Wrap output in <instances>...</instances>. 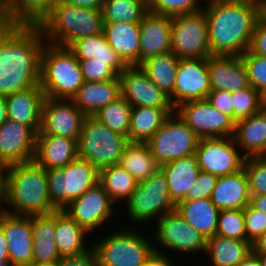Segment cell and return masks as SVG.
<instances>
[{
  "label": "cell",
  "mask_w": 266,
  "mask_h": 266,
  "mask_svg": "<svg viewBox=\"0 0 266 266\" xmlns=\"http://www.w3.org/2000/svg\"><path fill=\"white\" fill-rule=\"evenodd\" d=\"M87 237L90 238L91 235L67 213L63 210L56 211L55 243L61 257L76 256L89 251L92 244Z\"/></svg>",
  "instance_id": "28"
},
{
  "label": "cell",
  "mask_w": 266,
  "mask_h": 266,
  "mask_svg": "<svg viewBox=\"0 0 266 266\" xmlns=\"http://www.w3.org/2000/svg\"><path fill=\"white\" fill-rule=\"evenodd\" d=\"M175 207L170 199L168 181L162 168L139 182L130 198L123 204L127 219L139 223L137 226H145L147 223L153 225L159 217L174 210Z\"/></svg>",
  "instance_id": "8"
},
{
  "label": "cell",
  "mask_w": 266,
  "mask_h": 266,
  "mask_svg": "<svg viewBox=\"0 0 266 266\" xmlns=\"http://www.w3.org/2000/svg\"><path fill=\"white\" fill-rule=\"evenodd\" d=\"M179 58L172 52L159 54L144 60L139 67L150 80L169 96L173 105V91Z\"/></svg>",
  "instance_id": "36"
},
{
  "label": "cell",
  "mask_w": 266,
  "mask_h": 266,
  "mask_svg": "<svg viewBox=\"0 0 266 266\" xmlns=\"http://www.w3.org/2000/svg\"><path fill=\"white\" fill-rule=\"evenodd\" d=\"M84 82L75 54L68 47L46 43L41 56L40 78L44 96L72 100Z\"/></svg>",
  "instance_id": "6"
},
{
  "label": "cell",
  "mask_w": 266,
  "mask_h": 266,
  "mask_svg": "<svg viewBox=\"0 0 266 266\" xmlns=\"http://www.w3.org/2000/svg\"><path fill=\"white\" fill-rule=\"evenodd\" d=\"M36 135L29 126L7 119L0 126V162L12 165L34 160Z\"/></svg>",
  "instance_id": "19"
},
{
  "label": "cell",
  "mask_w": 266,
  "mask_h": 266,
  "mask_svg": "<svg viewBox=\"0 0 266 266\" xmlns=\"http://www.w3.org/2000/svg\"><path fill=\"white\" fill-rule=\"evenodd\" d=\"M56 211L48 194L47 170L35 160L9 165L7 212L40 215Z\"/></svg>",
  "instance_id": "3"
},
{
  "label": "cell",
  "mask_w": 266,
  "mask_h": 266,
  "mask_svg": "<svg viewBox=\"0 0 266 266\" xmlns=\"http://www.w3.org/2000/svg\"><path fill=\"white\" fill-rule=\"evenodd\" d=\"M103 33L127 66L140 65V22L104 23Z\"/></svg>",
  "instance_id": "23"
},
{
  "label": "cell",
  "mask_w": 266,
  "mask_h": 266,
  "mask_svg": "<svg viewBox=\"0 0 266 266\" xmlns=\"http://www.w3.org/2000/svg\"><path fill=\"white\" fill-rule=\"evenodd\" d=\"M58 266H98V264L94 250L91 248L80 255L61 257Z\"/></svg>",
  "instance_id": "52"
},
{
  "label": "cell",
  "mask_w": 266,
  "mask_h": 266,
  "mask_svg": "<svg viewBox=\"0 0 266 266\" xmlns=\"http://www.w3.org/2000/svg\"><path fill=\"white\" fill-rule=\"evenodd\" d=\"M205 1L211 55L240 57L249 48L261 7L246 1Z\"/></svg>",
  "instance_id": "2"
},
{
  "label": "cell",
  "mask_w": 266,
  "mask_h": 266,
  "mask_svg": "<svg viewBox=\"0 0 266 266\" xmlns=\"http://www.w3.org/2000/svg\"><path fill=\"white\" fill-rule=\"evenodd\" d=\"M195 155L200 171L218 177L241 171L246 158L233 137L199 138Z\"/></svg>",
  "instance_id": "14"
},
{
  "label": "cell",
  "mask_w": 266,
  "mask_h": 266,
  "mask_svg": "<svg viewBox=\"0 0 266 266\" xmlns=\"http://www.w3.org/2000/svg\"><path fill=\"white\" fill-rule=\"evenodd\" d=\"M121 95L119 76L102 82L85 81L72 98L75 105L86 115L93 116L101 107Z\"/></svg>",
  "instance_id": "29"
},
{
  "label": "cell",
  "mask_w": 266,
  "mask_h": 266,
  "mask_svg": "<svg viewBox=\"0 0 266 266\" xmlns=\"http://www.w3.org/2000/svg\"><path fill=\"white\" fill-rule=\"evenodd\" d=\"M148 12L147 0H103L104 23L140 22Z\"/></svg>",
  "instance_id": "40"
},
{
  "label": "cell",
  "mask_w": 266,
  "mask_h": 266,
  "mask_svg": "<svg viewBox=\"0 0 266 266\" xmlns=\"http://www.w3.org/2000/svg\"><path fill=\"white\" fill-rule=\"evenodd\" d=\"M238 266H261V263L257 254L253 251H250Z\"/></svg>",
  "instance_id": "59"
},
{
  "label": "cell",
  "mask_w": 266,
  "mask_h": 266,
  "mask_svg": "<svg viewBox=\"0 0 266 266\" xmlns=\"http://www.w3.org/2000/svg\"><path fill=\"white\" fill-rule=\"evenodd\" d=\"M251 246L255 253H266V232L251 243Z\"/></svg>",
  "instance_id": "57"
},
{
  "label": "cell",
  "mask_w": 266,
  "mask_h": 266,
  "mask_svg": "<svg viewBox=\"0 0 266 266\" xmlns=\"http://www.w3.org/2000/svg\"><path fill=\"white\" fill-rule=\"evenodd\" d=\"M132 106L120 95L108 105L101 107L94 115L98 121L105 124L111 131L128 138Z\"/></svg>",
  "instance_id": "41"
},
{
  "label": "cell",
  "mask_w": 266,
  "mask_h": 266,
  "mask_svg": "<svg viewBox=\"0 0 266 266\" xmlns=\"http://www.w3.org/2000/svg\"><path fill=\"white\" fill-rule=\"evenodd\" d=\"M207 68L211 91H237L249 86L246 67L241 57L210 55Z\"/></svg>",
  "instance_id": "22"
},
{
  "label": "cell",
  "mask_w": 266,
  "mask_h": 266,
  "mask_svg": "<svg viewBox=\"0 0 266 266\" xmlns=\"http://www.w3.org/2000/svg\"><path fill=\"white\" fill-rule=\"evenodd\" d=\"M100 171L77 157L64 168L47 170L48 194L52 205L64 210L73 200L99 182Z\"/></svg>",
  "instance_id": "9"
},
{
  "label": "cell",
  "mask_w": 266,
  "mask_h": 266,
  "mask_svg": "<svg viewBox=\"0 0 266 266\" xmlns=\"http://www.w3.org/2000/svg\"><path fill=\"white\" fill-rule=\"evenodd\" d=\"M121 96L132 106L174 108L170 98L137 65L119 75Z\"/></svg>",
  "instance_id": "17"
},
{
  "label": "cell",
  "mask_w": 266,
  "mask_h": 266,
  "mask_svg": "<svg viewBox=\"0 0 266 266\" xmlns=\"http://www.w3.org/2000/svg\"><path fill=\"white\" fill-rule=\"evenodd\" d=\"M233 1L251 2V3H254V4H256V5L260 6V7L266 2V0H233Z\"/></svg>",
  "instance_id": "64"
},
{
  "label": "cell",
  "mask_w": 266,
  "mask_h": 266,
  "mask_svg": "<svg viewBox=\"0 0 266 266\" xmlns=\"http://www.w3.org/2000/svg\"><path fill=\"white\" fill-rule=\"evenodd\" d=\"M116 208L118 209L117 205L98 182L78 199L73 200L63 211L88 234L93 235L99 229L101 233L106 223H112L110 220L112 221Z\"/></svg>",
  "instance_id": "13"
},
{
  "label": "cell",
  "mask_w": 266,
  "mask_h": 266,
  "mask_svg": "<svg viewBox=\"0 0 266 266\" xmlns=\"http://www.w3.org/2000/svg\"><path fill=\"white\" fill-rule=\"evenodd\" d=\"M102 9L66 5L58 0L38 23L47 43L69 47L77 39L103 32Z\"/></svg>",
  "instance_id": "4"
},
{
  "label": "cell",
  "mask_w": 266,
  "mask_h": 266,
  "mask_svg": "<svg viewBox=\"0 0 266 266\" xmlns=\"http://www.w3.org/2000/svg\"><path fill=\"white\" fill-rule=\"evenodd\" d=\"M175 111L199 138L233 137L235 120L206 99L183 102Z\"/></svg>",
  "instance_id": "15"
},
{
  "label": "cell",
  "mask_w": 266,
  "mask_h": 266,
  "mask_svg": "<svg viewBox=\"0 0 266 266\" xmlns=\"http://www.w3.org/2000/svg\"><path fill=\"white\" fill-rule=\"evenodd\" d=\"M174 111L175 108L132 107L129 142L147 143Z\"/></svg>",
  "instance_id": "35"
},
{
  "label": "cell",
  "mask_w": 266,
  "mask_h": 266,
  "mask_svg": "<svg viewBox=\"0 0 266 266\" xmlns=\"http://www.w3.org/2000/svg\"><path fill=\"white\" fill-rule=\"evenodd\" d=\"M216 235L236 240H246L243 209L220 210Z\"/></svg>",
  "instance_id": "43"
},
{
  "label": "cell",
  "mask_w": 266,
  "mask_h": 266,
  "mask_svg": "<svg viewBox=\"0 0 266 266\" xmlns=\"http://www.w3.org/2000/svg\"><path fill=\"white\" fill-rule=\"evenodd\" d=\"M99 183L118 206L130 198L138 182L120 164L104 168L99 173Z\"/></svg>",
  "instance_id": "38"
},
{
  "label": "cell",
  "mask_w": 266,
  "mask_h": 266,
  "mask_svg": "<svg viewBox=\"0 0 266 266\" xmlns=\"http://www.w3.org/2000/svg\"><path fill=\"white\" fill-rule=\"evenodd\" d=\"M231 95L235 121L247 118L262 110L261 93L250 85L247 88L231 92Z\"/></svg>",
  "instance_id": "42"
},
{
  "label": "cell",
  "mask_w": 266,
  "mask_h": 266,
  "mask_svg": "<svg viewBox=\"0 0 266 266\" xmlns=\"http://www.w3.org/2000/svg\"><path fill=\"white\" fill-rule=\"evenodd\" d=\"M161 168L166 174L170 199L177 205L185 198L200 172L196 155L166 163Z\"/></svg>",
  "instance_id": "33"
},
{
  "label": "cell",
  "mask_w": 266,
  "mask_h": 266,
  "mask_svg": "<svg viewBox=\"0 0 266 266\" xmlns=\"http://www.w3.org/2000/svg\"><path fill=\"white\" fill-rule=\"evenodd\" d=\"M233 139L246 158L266 156V112L235 121Z\"/></svg>",
  "instance_id": "26"
},
{
  "label": "cell",
  "mask_w": 266,
  "mask_h": 266,
  "mask_svg": "<svg viewBox=\"0 0 266 266\" xmlns=\"http://www.w3.org/2000/svg\"><path fill=\"white\" fill-rule=\"evenodd\" d=\"M256 254L260 260L261 266H266V253H256Z\"/></svg>",
  "instance_id": "63"
},
{
  "label": "cell",
  "mask_w": 266,
  "mask_h": 266,
  "mask_svg": "<svg viewBox=\"0 0 266 266\" xmlns=\"http://www.w3.org/2000/svg\"><path fill=\"white\" fill-rule=\"evenodd\" d=\"M84 81L102 82L114 80L118 75L108 66V62L79 60Z\"/></svg>",
  "instance_id": "47"
},
{
  "label": "cell",
  "mask_w": 266,
  "mask_h": 266,
  "mask_svg": "<svg viewBox=\"0 0 266 266\" xmlns=\"http://www.w3.org/2000/svg\"><path fill=\"white\" fill-rule=\"evenodd\" d=\"M66 5L79 6L81 8L102 9L103 0H58Z\"/></svg>",
  "instance_id": "55"
},
{
  "label": "cell",
  "mask_w": 266,
  "mask_h": 266,
  "mask_svg": "<svg viewBox=\"0 0 266 266\" xmlns=\"http://www.w3.org/2000/svg\"><path fill=\"white\" fill-rule=\"evenodd\" d=\"M199 137L176 111L172 112L159 130L147 141L153 157L162 166L195 154Z\"/></svg>",
  "instance_id": "11"
},
{
  "label": "cell",
  "mask_w": 266,
  "mask_h": 266,
  "mask_svg": "<svg viewBox=\"0 0 266 266\" xmlns=\"http://www.w3.org/2000/svg\"><path fill=\"white\" fill-rule=\"evenodd\" d=\"M175 208L206 240L216 235L220 210L210 198L180 201Z\"/></svg>",
  "instance_id": "30"
},
{
  "label": "cell",
  "mask_w": 266,
  "mask_h": 266,
  "mask_svg": "<svg viewBox=\"0 0 266 266\" xmlns=\"http://www.w3.org/2000/svg\"><path fill=\"white\" fill-rule=\"evenodd\" d=\"M210 199L219 210H244L250 201L248 177L244 169L218 177Z\"/></svg>",
  "instance_id": "27"
},
{
  "label": "cell",
  "mask_w": 266,
  "mask_h": 266,
  "mask_svg": "<svg viewBox=\"0 0 266 266\" xmlns=\"http://www.w3.org/2000/svg\"><path fill=\"white\" fill-rule=\"evenodd\" d=\"M130 224H122V228L109 231L101 238L95 236L99 239L94 240L91 246L98 266H142L155 252L153 237L149 239L140 227Z\"/></svg>",
  "instance_id": "5"
},
{
  "label": "cell",
  "mask_w": 266,
  "mask_h": 266,
  "mask_svg": "<svg viewBox=\"0 0 266 266\" xmlns=\"http://www.w3.org/2000/svg\"><path fill=\"white\" fill-rule=\"evenodd\" d=\"M171 51L179 59H207L211 55L203 8L172 17Z\"/></svg>",
  "instance_id": "12"
},
{
  "label": "cell",
  "mask_w": 266,
  "mask_h": 266,
  "mask_svg": "<svg viewBox=\"0 0 266 266\" xmlns=\"http://www.w3.org/2000/svg\"><path fill=\"white\" fill-rule=\"evenodd\" d=\"M154 226L155 252L169 256L168 251H172L179 253L178 256L183 254L184 258V255L205 254L207 240L183 219L176 208L159 217Z\"/></svg>",
  "instance_id": "10"
},
{
  "label": "cell",
  "mask_w": 266,
  "mask_h": 266,
  "mask_svg": "<svg viewBox=\"0 0 266 266\" xmlns=\"http://www.w3.org/2000/svg\"><path fill=\"white\" fill-rule=\"evenodd\" d=\"M57 0H6L10 24H38Z\"/></svg>",
  "instance_id": "39"
},
{
  "label": "cell",
  "mask_w": 266,
  "mask_h": 266,
  "mask_svg": "<svg viewBox=\"0 0 266 266\" xmlns=\"http://www.w3.org/2000/svg\"><path fill=\"white\" fill-rule=\"evenodd\" d=\"M262 110H266V91L261 94Z\"/></svg>",
  "instance_id": "66"
},
{
  "label": "cell",
  "mask_w": 266,
  "mask_h": 266,
  "mask_svg": "<svg viewBox=\"0 0 266 266\" xmlns=\"http://www.w3.org/2000/svg\"><path fill=\"white\" fill-rule=\"evenodd\" d=\"M250 195H266V156L245 158Z\"/></svg>",
  "instance_id": "45"
},
{
  "label": "cell",
  "mask_w": 266,
  "mask_h": 266,
  "mask_svg": "<svg viewBox=\"0 0 266 266\" xmlns=\"http://www.w3.org/2000/svg\"><path fill=\"white\" fill-rule=\"evenodd\" d=\"M211 92L207 59H180L173 91V107L193 100H204Z\"/></svg>",
  "instance_id": "18"
},
{
  "label": "cell",
  "mask_w": 266,
  "mask_h": 266,
  "mask_svg": "<svg viewBox=\"0 0 266 266\" xmlns=\"http://www.w3.org/2000/svg\"><path fill=\"white\" fill-rule=\"evenodd\" d=\"M10 25L6 11V0H0V27Z\"/></svg>",
  "instance_id": "60"
},
{
  "label": "cell",
  "mask_w": 266,
  "mask_h": 266,
  "mask_svg": "<svg viewBox=\"0 0 266 266\" xmlns=\"http://www.w3.org/2000/svg\"><path fill=\"white\" fill-rule=\"evenodd\" d=\"M246 240L253 243L266 232V214L254 209L250 204L243 210Z\"/></svg>",
  "instance_id": "48"
},
{
  "label": "cell",
  "mask_w": 266,
  "mask_h": 266,
  "mask_svg": "<svg viewBox=\"0 0 266 266\" xmlns=\"http://www.w3.org/2000/svg\"><path fill=\"white\" fill-rule=\"evenodd\" d=\"M172 17L147 12L140 21V64L171 51Z\"/></svg>",
  "instance_id": "21"
},
{
  "label": "cell",
  "mask_w": 266,
  "mask_h": 266,
  "mask_svg": "<svg viewBox=\"0 0 266 266\" xmlns=\"http://www.w3.org/2000/svg\"><path fill=\"white\" fill-rule=\"evenodd\" d=\"M206 100L218 111L233 118L232 95L230 91H211Z\"/></svg>",
  "instance_id": "51"
},
{
  "label": "cell",
  "mask_w": 266,
  "mask_h": 266,
  "mask_svg": "<svg viewBox=\"0 0 266 266\" xmlns=\"http://www.w3.org/2000/svg\"><path fill=\"white\" fill-rule=\"evenodd\" d=\"M9 165L0 162V214L7 212V188Z\"/></svg>",
  "instance_id": "53"
},
{
  "label": "cell",
  "mask_w": 266,
  "mask_h": 266,
  "mask_svg": "<svg viewBox=\"0 0 266 266\" xmlns=\"http://www.w3.org/2000/svg\"><path fill=\"white\" fill-rule=\"evenodd\" d=\"M33 261L55 262L61 259L55 243L56 212L31 215Z\"/></svg>",
  "instance_id": "32"
},
{
  "label": "cell",
  "mask_w": 266,
  "mask_h": 266,
  "mask_svg": "<svg viewBox=\"0 0 266 266\" xmlns=\"http://www.w3.org/2000/svg\"><path fill=\"white\" fill-rule=\"evenodd\" d=\"M0 224L8 245L9 265L28 266L33 261L31 215L0 214Z\"/></svg>",
  "instance_id": "20"
},
{
  "label": "cell",
  "mask_w": 266,
  "mask_h": 266,
  "mask_svg": "<svg viewBox=\"0 0 266 266\" xmlns=\"http://www.w3.org/2000/svg\"><path fill=\"white\" fill-rule=\"evenodd\" d=\"M203 2L205 0H147V9L151 13L174 17L201 10Z\"/></svg>",
  "instance_id": "44"
},
{
  "label": "cell",
  "mask_w": 266,
  "mask_h": 266,
  "mask_svg": "<svg viewBox=\"0 0 266 266\" xmlns=\"http://www.w3.org/2000/svg\"><path fill=\"white\" fill-rule=\"evenodd\" d=\"M8 119L6 97L0 95V126Z\"/></svg>",
  "instance_id": "61"
},
{
  "label": "cell",
  "mask_w": 266,
  "mask_h": 266,
  "mask_svg": "<svg viewBox=\"0 0 266 266\" xmlns=\"http://www.w3.org/2000/svg\"><path fill=\"white\" fill-rule=\"evenodd\" d=\"M119 164L139 183L155 174L161 165L153 157L147 143L129 142Z\"/></svg>",
  "instance_id": "37"
},
{
  "label": "cell",
  "mask_w": 266,
  "mask_h": 266,
  "mask_svg": "<svg viewBox=\"0 0 266 266\" xmlns=\"http://www.w3.org/2000/svg\"><path fill=\"white\" fill-rule=\"evenodd\" d=\"M250 251L252 246L247 240L214 235L207 239L204 258L211 266H238Z\"/></svg>",
  "instance_id": "34"
},
{
  "label": "cell",
  "mask_w": 266,
  "mask_h": 266,
  "mask_svg": "<svg viewBox=\"0 0 266 266\" xmlns=\"http://www.w3.org/2000/svg\"><path fill=\"white\" fill-rule=\"evenodd\" d=\"M128 143L126 136L111 131L93 116H85L77 140V154L101 171L119 164Z\"/></svg>",
  "instance_id": "7"
},
{
  "label": "cell",
  "mask_w": 266,
  "mask_h": 266,
  "mask_svg": "<svg viewBox=\"0 0 266 266\" xmlns=\"http://www.w3.org/2000/svg\"><path fill=\"white\" fill-rule=\"evenodd\" d=\"M8 245L2 226L0 224V260L9 261Z\"/></svg>",
  "instance_id": "58"
},
{
  "label": "cell",
  "mask_w": 266,
  "mask_h": 266,
  "mask_svg": "<svg viewBox=\"0 0 266 266\" xmlns=\"http://www.w3.org/2000/svg\"><path fill=\"white\" fill-rule=\"evenodd\" d=\"M38 24L0 27V95L9 96L40 84L46 44Z\"/></svg>",
  "instance_id": "1"
},
{
  "label": "cell",
  "mask_w": 266,
  "mask_h": 266,
  "mask_svg": "<svg viewBox=\"0 0 266 266\" xmlns=\"http://www.w3.org/2000/svg\"><path fill=\"white\" fill-rule=\"evenodd\" d=\"M172 255L173 253L170 256H166L154 252L142 266H180L178 263L176 264L174 258L171 257Z\"/></svg>",
  "instance_id": "54"
},
{
  "label": "cell",
  "mask_w": 266,
  "mask_h": 266,
  "mask_svg": "<svg viewBox=\"0 0 266 266\" xmlns=\"http://www.w3.org/2000/svg\"><path fill=\"white\" fill-rule=\"evenodd\" d=\"M0 266H10L8 260H0Z\"/></svg>",
  "instance_id": "67"
},
{
  "label": "cell",
  "mask_w": 266,
  "mask_h": 266,
  "mask_svg": "<svg viewBox=\"0 0 266 266\" xmlns=\"http://www.w3.org/2000/svg\"><path fill=\"white\" fill-rule=\"evenodd\" d=\"M240 57L247 70L249 85L262 94L266 91V57L248 50Z\"/></svg>",
  "instance_id": "46"
},
{
  "label": "cell",
  "mask_w": 266,
  "mask_h": 266,
  "mask_svg": "<svg viewBox=\"0 0 266 266\" xmlns=\"http://www.w3.org/2000/svg\"><path fill=\"white\" fill-rule=\"evenodd\" d=\"M77 157L76 139L56 135H36L34 160L45 170L64 168Z\"/></svg>",
  "instance_id": "24"
},
{
  "label": "cell",
  "mask_w": 266,
  "mask_h": 266,
  "mask_svg": "<svg viewBox=\"0 0 266 266\" xmlns=\"http://www.w3.org/2000/svg\"><path fill=\"white\" fill-rule=\"evenodd\" d=\"M261 18L266 22V2L261 6Z\"/></svg>",
  "instance_id": "65"
},
{
  "label": "cell",
  "mask_w": 266,
  "mask_h": 266,
  "mask_svg": "<svg viewBox=\"0 0 266 266\" xmlns=\"http://www.w3.org/2000/svg\"><path fill=\"white\" fill-rule=\"evenodd\" d=\"M217 179L218 176L216 175L200 171L196 181L192 185L191 189H189L186 193L185 198L182 201L210 198Z\"/></svg>",
  "instance_id": "49"
},
{
  "label": "cell",
  "mask_w": 266,
  "mask_h": 266,
  "mask_svg": "<svg viewBox=\"0 0 266 266\" xmlns=\"http://www.w3.org/2000/svg\"><path fill=\"white\" fill-rule=\"evenodd\" d=\"M85 116L72 100L45 97L37 135H56L78 140Z\"/></svg>",
  "instance_id": "16"
},
{
  "label": "cell",
  "mask_w": 266,
  "mask_h": 266,
  "mask_svg": "<svg viewBox=\"0 0 266 266\" xmlns=\"http://www.w3.org/2000/svg\"><path fill=\"white\" fill-rule=\"evenodd\" d=\"M78 60L108 62V66L119 76L127 67L118 54L107 43L104 33L77 39L68 47Z\"/></svg>",
  "instance_id": "31"
},
{
  "label": "cell",
  "mask_w": 266,
  "mask_h": 266,
  "mask_svg": "<svg viewBox=\"0 0 266 266\" xmlns=\"http://www.w3.org/2000/svg\"><path fill=\"white\" fill-rule=\"evenodd\" d=\"M249 204L254 209L266 214V195H250Z\"/></svg>",
  "instance_id": "56"
},
{
  "label": "cell",
  "mask_w": 266,
  "mask_h": 266,
  "mask_svg": "<svg viewBox=\"0 0 266 266\" xmlns=\"http://www.w3.org/2000/svg\"><path fill=\"white\" fill-rule=\"evenodd\" d=\"M28 266H58V261L55 262L32 261Z\"/></svg>",
  "instance_id": "62"
},
{
  "label": "cell",
  "mask_w": 266,
  "mask_h": 266,
  "mask_svg": "<svg viewBox=\"0 0 266 266\" xmlns=\"http://www.w3.org/2000/svg\"><path fill=\"white\" fill-rule=\"evenodd\" d=\"M248 51L266 57V22L262 18L255 25Z\"/></svg>",
  "instance_id": "50"
},
{
  "label": "cell",
  "mask_w": 266,
  "mask_h": 266,
  "mask_svg": "<svg viewBox=\"0 0 266 266\" xmlns=\"http://www.w3.org/2000/svg\"><path fill=\"white\" fill-rule=\"evenodd\" d=\"M44 91L40 84L6 96L7 117L29 126L36 134L41 126Z\"/></svg>",
  "instance_id": "25"
}]
</instances>
